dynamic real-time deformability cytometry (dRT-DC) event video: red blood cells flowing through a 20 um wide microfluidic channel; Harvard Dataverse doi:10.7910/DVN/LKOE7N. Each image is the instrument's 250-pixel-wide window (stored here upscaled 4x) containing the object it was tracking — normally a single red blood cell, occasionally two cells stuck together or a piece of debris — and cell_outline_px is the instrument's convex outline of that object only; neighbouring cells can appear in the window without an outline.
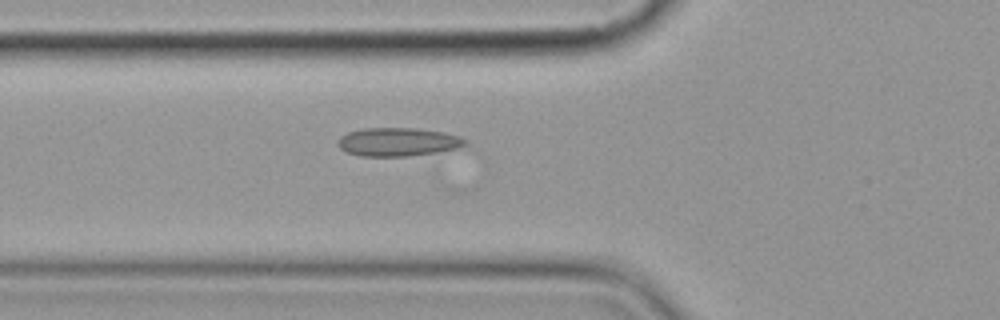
{"species": "common noctule bat (a hibernating species)", "species_latin": "Nyctalus noctula", "temperature_condition": "cold", "stored_images_in_passage": 6, "camera_frame_rate_fps": 3000, "um_per_image_px": 0.085, "animal": {"sex": "female", "body_mass_g": 19.9}, "frame": {"image": 1, "passage_image": 6, "time_ms": 6.0, "image_size_px": [1000, 320], "cell_outline_px": [[468, 144], [456, 148], [436, 152], [408, 156], [360, 156], [348, 152], [340, 148], [336, 144], [340, 136], [348, 132], [364, 128], [416, 128], [444, 132], [460, 136], [468, 140]], "centroid_in_image_um": [33.83, 12.06], "position_along_channel_um": 92.0, "area_um2": 21.15}}